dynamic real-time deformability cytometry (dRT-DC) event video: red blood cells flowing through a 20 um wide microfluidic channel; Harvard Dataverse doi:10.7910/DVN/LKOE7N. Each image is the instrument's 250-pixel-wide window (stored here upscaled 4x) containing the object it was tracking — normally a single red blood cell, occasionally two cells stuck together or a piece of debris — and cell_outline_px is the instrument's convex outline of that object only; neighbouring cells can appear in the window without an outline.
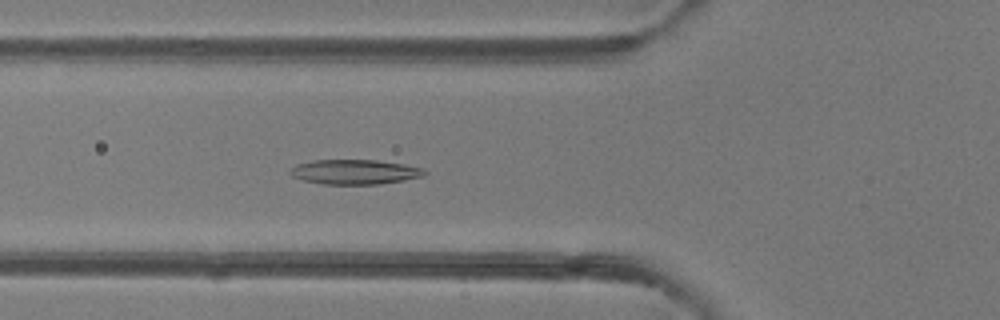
{"species": "common noctule bat (a hibernating species)", "species_latin": "Nyctalus noctula", "temperature_condition": "room temperature", "stored_images_in_passage": 38, "camera_frame_rate_fps": 3000, "um_per_image_px": 0.085, "animal": {"sex": "female"}, "frame": {"image": 1, "passage_image": 6, "time_ms": 1.667, "image_size_px": [1000, 320], "cell_outline_px": [[428, 172], [424, 176], [404, 180], [380, 184], [320, 184], [304, 180], [292, 176], [288, 172], [296, 164], [312, 160], [376, 160], [404, 164], [424, 168]], "centroid_in_image_um": [30.17, 14.61], "position_along_channel_um": 95.6, "area_um2": 19.48}}
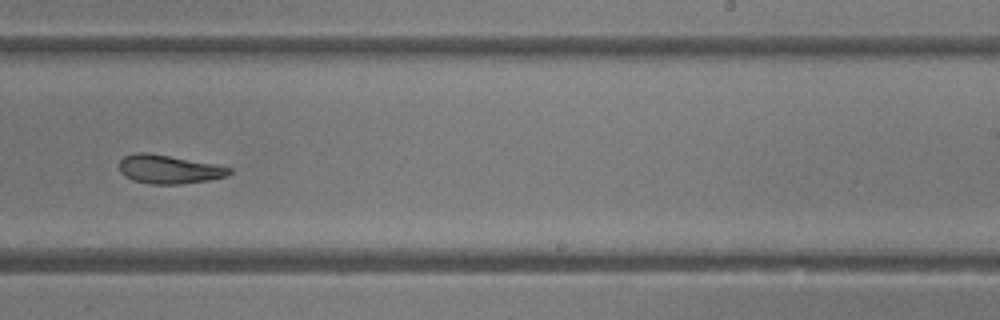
{"frame": {"image": 2, "passage_image": 19, "time_ms": 6.0, "image_size_px": [1000, 320], "cell_outline_px": [[232, 172], [224, 176], [208, 180], [180, 184], [148, 184], [132, 180], [124, 176], [120, 172], [120, 160], [124, 156], [136, 152], [148, 152], [216, 164], [232, 168]], "centroid_in_image_um": [14.32, 14.38], "position_along_channel_um": 274.7, "area_um2": 18.44}}
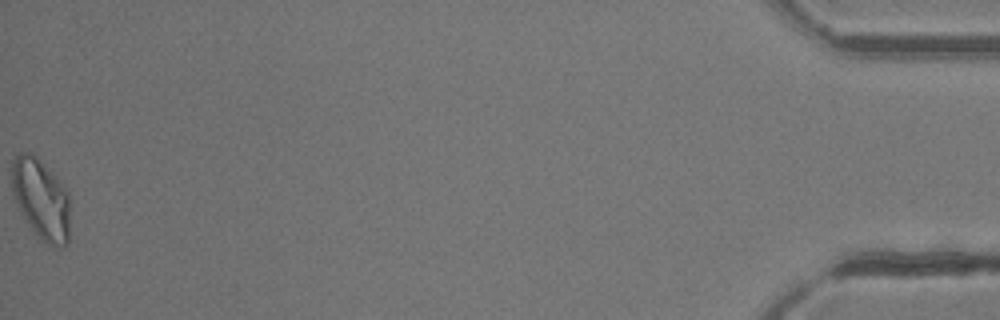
{"frame": {"image": 3, "passage_image": 38, "time_ms": 12.333, "image_size_px": [1000, 320], "cell_outline_px": [[68, 244], [60, 248], [56, 248], [48, 244], [32, 228], [20, 212], [12, 196], [12, 160], [20, 152], [28, 152], [36, 156], [68, 188]], "centroid_in_image_um": [3.48, 16.9], "position_along_channel_um": 431.7, "area_um2": 27.28}, "authors_computed_cell_mechanics": {"area_um2": 19.5075, "velocity_mm_per_s": 4.1211, "shape_relaxation_time_tau1_ms": 3.9476, "shape_relaxation_time_tau2_ms": 4.2928, "deformation_change_tau1": 0.1374, "deformation_change_tau2": 0.1266}}